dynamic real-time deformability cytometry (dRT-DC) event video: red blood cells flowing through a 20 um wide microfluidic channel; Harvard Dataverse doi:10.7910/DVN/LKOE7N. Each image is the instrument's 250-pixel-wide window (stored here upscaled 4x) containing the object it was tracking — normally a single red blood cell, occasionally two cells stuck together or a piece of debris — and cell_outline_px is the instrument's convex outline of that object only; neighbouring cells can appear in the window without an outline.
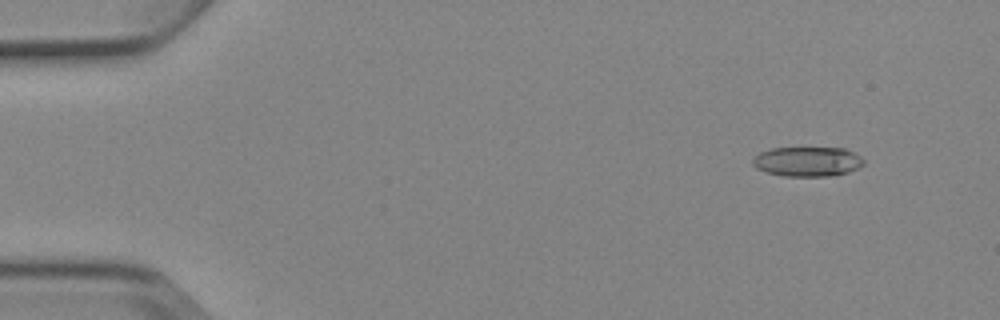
{"species": "Egyptian fruit bat (a non-hibernating species)", "species_latin": "Rousettus aegyptiacus", "temperature_condition": "cold", "stored_images_in_passage": 5, "camera_frame_rate_fps": 3000, "um_per_image_px": 0.085, "animal": {"sex": "female"}, "frame": {"image": 1, "passage_image": 2, "time_ms": 1.0, "image_size_px": [1000, 320], "cell_outline_px": [[864, 164], [860, 168], [848, 172], [832, 176], [784, 176], [768, 172], [756, 168], [752, 164], [752, 160], [760, 152], [772, 148], [844, 148], [860, 156], [864, 160]], "centroid_in_image_um": [68.66, 13.74], "position_along_channel_um": 16.3, "area_um2": 19.19}}
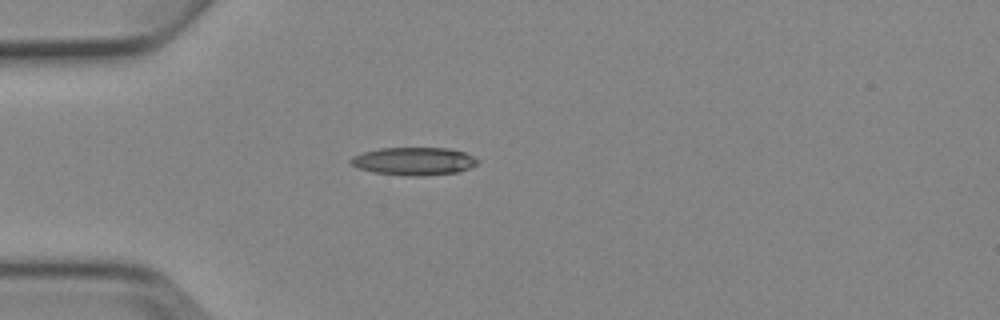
{"frame": {"image": 2, "passage_image": 4, "time_ms": 4.333, "image_size_px": [1000, 320], "cell_outline_px": [[480, 160], [472, 168], [456, 172], [420, 176], [404, 176], [372, 172], [360, 168], [352, 164], [348, 160], [352, 156], [364, 152], [380, 148], [448, 148], [464, 152]], "centroid_in_image_um": [35.18, 13.7], "position_along_channel_um": 49.8, "area_um2": 20.63}}